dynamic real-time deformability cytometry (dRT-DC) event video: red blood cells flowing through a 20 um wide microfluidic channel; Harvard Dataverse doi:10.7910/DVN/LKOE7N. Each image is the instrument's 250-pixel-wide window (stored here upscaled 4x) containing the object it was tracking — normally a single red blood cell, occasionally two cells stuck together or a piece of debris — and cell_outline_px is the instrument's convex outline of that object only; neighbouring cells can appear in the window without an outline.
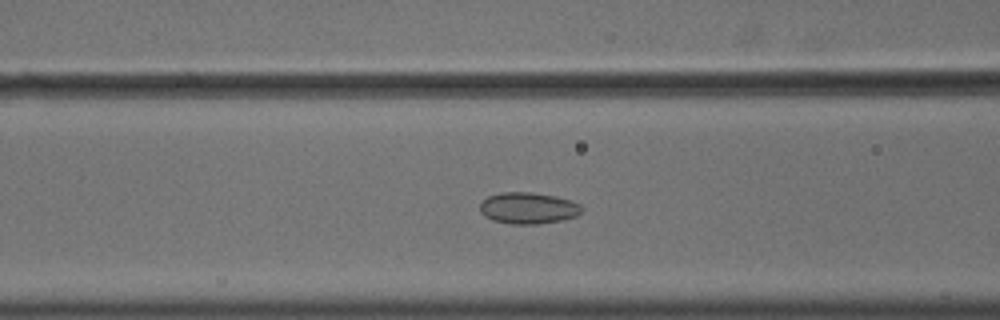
{"species": "common noctule bat (a hibernating species)", "species_latin": "Nyctalus noctula", "temperature_condition": "cold", "stored_images_in_passage": 57, "camera_frame_rate_fps": 3000, "um_per_image_px": 0.085, "animal": {"sex": "male", "body_mass_g": 18.8}, "frame": {"image": 1, "passage_image": 24, "time_ms": 7.667, "image_size_px": [1000, 320], "cell_outline_px": [[584, 208], [576, 216], [560, 220], [536, 224], [512, 224], [492, 220], [484, 216], [480, 212], [480, 204], [488, 196], [500, 192], [532, 192], [556, 196], [580, 204]], "centroid_in_image_um": [44.87, 17.68], "position_along_channel_um": 121.7, "area_um2": 18.61}}
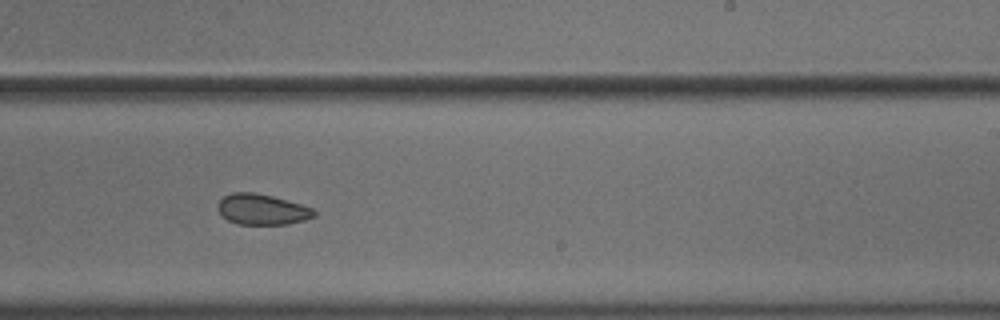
{"frame": {"image": 2, "passage_image": 36, "time_ms": 11.667, "image_size_px": [1000, 320], "cell_outline_px": [[316, 216], [304, 220], [288, 224], [240, 224], [228, 220], [216, 208], [220, 200], [224, 196], [232, 192], [252, 192], [272, 196], [300, 204], [312, 208], [316, 212]], "centroid_in_image_um": [22.28, 17.8], "position_along_channel_um": 266.7, "area_um2": 17.05}}
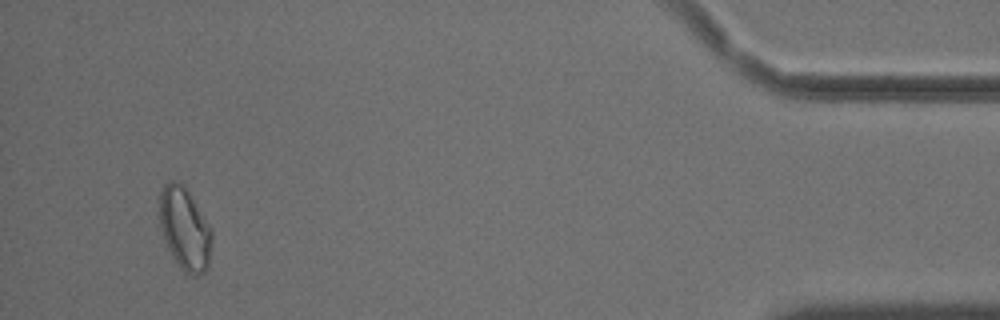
{"frame": {"image": 3, "passage_image": 54, "time_ms": 17.667, "image_size_px": [1000, 320], "cell_outline_px": [[212, 240], [208, 264], [204, 272], [196, 276], [192, 276], [184, 272], [180, 268], [172, 256], [164, 240], [160, 224], [160, 192], [164, 184], [168, 180], [176, 180], [184, 184], [212, 228]], "centroid_in_image_um": [15.71, 19.42], "position_along_channel_um": 419.5, "area_um2": 25.37}, "authors_computed_cell_mechanics": {"area_um2": 19.652, "velocity_mm_per_s": 3.6223, "shape_relaxation_time_tau1_ms": null, "shape_relaxation_time_tau2_ms": 4.5415, "deformation_change_tau1": null, "deformation_change_tau2": 0.075}}